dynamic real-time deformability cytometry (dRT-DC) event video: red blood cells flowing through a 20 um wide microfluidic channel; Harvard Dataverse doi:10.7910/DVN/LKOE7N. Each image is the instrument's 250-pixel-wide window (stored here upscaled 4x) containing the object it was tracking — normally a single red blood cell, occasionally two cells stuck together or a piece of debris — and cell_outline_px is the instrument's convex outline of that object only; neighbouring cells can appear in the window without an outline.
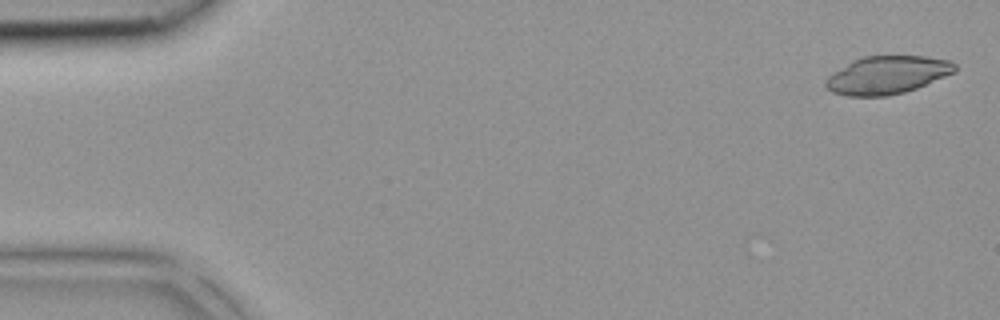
{"species": "common noctule bat (a hibernating species)", "species_latin": "Nyctalus noctula", "temperature_condition": "room temperature", "stored_images_in_passage": 14, "camera_frame_rate_fps": 3000, "um_per_image_px": 0.085, "animal": {"sex": "female", "body_mass_g": 18.4}, "frame": {"image": 1, "passage_image": 1, "time_ms": 0.0, "image_size_px": [1000, 320], "cell_outline_px": [[956, 72], [916, 88], [904, 92], [888, 96], [848, 96], [832, 92], [824, 84], [824, 80], [832, 72], [852, 60], [860, 56], [924, 56], [948, 60], [956, 64]], "centroid_in_image_um": [75.38, 6.37], "position_along_channel_um": 9.6, "area_um2": 28.67}}